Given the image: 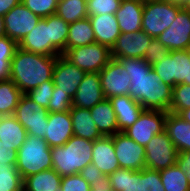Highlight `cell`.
Segmentation results:
<instances>
[{
    "label": "cell",
    "instance_id": "23",
    "mask_svg": "<svg viewBox=\"0 0 190 191\" xmlns=\"http://www.w3.org/2000/svg\"><path fill=\"white\" fill-rule=\"evenodd\" d=\"M116 115L119 132H124L138 119L144 108L129 95H119L109 98Z\"/></svg>",
    "mask_w": 190,
    "mask_h": 191
},
{
    "label": "cell",
    "instance_id": "2",
    "mask_svg": "<svg viewBox=\"0 0 190 191\" xmlns=\"http://www.w3.org/2000/svg\"><path fill=\"white\" fill-rule=\"evenodd\" d=\"M57 56H45L17 48L11 60V80L23 94L51 81Z\"/></svg>",
    "mask_w": 190,
    "mask_h": 191
},
{
    "label": "cell",
    "instance_id": "44",
    "mask_svg": "<svg viewBox=\"0 0 190 191\" xmlns=\"http://www.w3.org/2000/svg\"><path fill=\"white\" fill-rule=\"evenodd\" d=\"M18 43L8 36L0 38V59H13Z\"/></svg>",
    "mask_w": 190,
    "mask_h": 191
},
{
    "label": "cell",
    "instance_id": "20",
    "mask_svg": "<svg viewBox=\"0 0 190 191\" xmlns=\"http://www.w3.org/2000/svg\"><path fill=\"white\" fill-rule=\"evenodd\" d=\"M73 135L70 111L48 114L44 140L50 148L63 146Z\"/></svg>",
    "mask_w": 190,
    "mask_h": 191
},
{
    "label": "cell",
    "instance_id": "22",
    "mask_svg": "<svg viewBox=\"0 0 190 191\" xmlns=\"http://www.w3.org/2000/svg\"><path fill=\"white\" fill-rule=\"evenodd\" d=\"M143 0H121L115 13L121 33H134L142 29Z\"/></svg>",
    "mask_w": 190,
    "mask_h": 191
},
{
    "label": "cell",
    "instance_id": "9",
    "mask_svg": "<svg viewBox=\"0 0 190 191\" xmlns=\"http://www.w3.org/2000/svg\"><path fill=\"white\" fill-rule=\"evenodd\" d=\"M48 110L23 94L16 107L14 116L23 125L27 135L44 139L48 123Z\"/></svg>",
    "mask_w": 190,
    "mask_h": 191
},
{
    "label": "cell",
    "instance_id": "47",
    "mask_svg": "<svg viewBox=\"0 0 190 191\" xmlns=\"http://www.w3.org/2000/svg\"><path fill=\"white\" fill-rule=\"evenodd\" d=\"M11 60L0 59V81L11 80Z\"/></svg>",
    "mask_w": 190,
    "mask_h": 191
},
{
    "label": "cell",
    "instance_id": "10",
    "mask_svg": "<svg viewBox=\"0 0 190 191\" xmlns=\"http://www.w3.org/2000/svg\"><path fill=\"white\" fill-rule=\"evenodd\" d=\"M190 64V50H174L160 63L152 65V69L161 78L162 82L174 87L188 80Z\"/></svg>",
    "mask_w": 190,
    "mask_h": 191
},
{
    "label": "cell",
    "instance_id": "42",
    "mask_svg": "<svg viewBox=\"0 0 190 191\" xmlns=\"http://www.w3.org/2000/svg\"><path fill=\"white\" fill-rule=\"evenodd\" d=\"M60 187L62 191H91V186L80 174L63 176Z\"/></svg>",
    "mask_w": 190,
    "mask_h": 191
},
{
    "label": "cell",
    "instance_id": "39",
    "mask_svg": "<svg viewBox=\"0 0 190 191\" xmlns=\"http://www.w3.org/2000/svg\"><path fill=\"white\" fill-rule=\"evenodd\" d=\"M54 82L53 80L42 83L36 88H33L28 93L33 101L41 105L43 108L48 109L49 100L51 99L52 93L54 91Z\"/></svg>",
    "mask_w": 190,
    "mask_h": 191
},
{
    "label": "cell",
    "instance_id": "13",
    "mask_svg": "<svg viewBox=\"0 0 190 191\" xmlns=\"http://www.w3.org/2000/svg\"><path fill=\"white\" fill-rule=\"evenodd\" d=\"M5 34L19 43L41 20L21 2L3 16Z\"/></svg>",
    "mask_w": 190,
    "mask_h": 191
},
{
    "label": "cell",
    "instance_id": "7",
    "mask_svg": "<svg viewBox=\"0 0 190 191\" xmlns=\"http://www.w3.org/2000/svg\"><path fill=\"white\" fill-rule=\"evenodd\" d=\"M63 56L86 73H99L113 59L111 48L96 42L69 49Z\"/></svg>",
    "mask_w": 190,
    "mask_h": 191
},
{
    "label": "cell",
    "instance_id": "28",
    "mask_svg": "<svg viewBox=\"0 0 190 191\" xmlns=\"http://www.w3.org/2000/svg\"><path fill=\"white\" fill-rule=\"evenodd\" d=\"M61 180L54 169L41 171L23 178V191H62Z\"/></svg>",
    "mask_w": 190,
    "mask_h": 191
},
{
    "label": "cell",
    "instance_id": "5",
    "mask_svg": "<svg viewBox=\"0 0 190 191\" xmlns=\"http://www.w3.org/2000/svg\"><path fill=\"white\" fill-rule=\"evenodd\" d=\"M108 177L112 191H165L157 170L119 168Z\"/></svg>",
    "mask_w": 190,
    "mask_h": 191
},
{
    "label": "cell",
    "instance_id": "48",
    "mask_svg": "<svg viewBox=\"0 0 190 191\" xmlns=\"http://www.w3.org/2000/svg\"><path fill=\"white\" fill-rule=\"evenodd\" d=\"M21 0H0V15L4 16L14 6L18 5Z\"/></svg>",
    "mask_w": 190,
    "mask_h": 191
},
{
    "label": "cell",
    "instance_id": "25",
    "mask_svg": "<svg viewBox=\"0 0 190 191\" xmlns=\"http://www.w3.org/2000/svg\"><path fill=\"white\" fill-rule=\"evenodd\" d=\"M165 131L178 153L190 151V123L176 113L167 112Z\"/></svg>",
    "mask_w": 190,
    "mask_h": 191
},
{
    "label": "cell",
    "instance_id": "27",
    "mask_svg": "<svg viewBox=\"0 0 190 191\" xmlns=\"http://www.w3.org/2000/svg\"><path fill=\"white\" fill-rule=\"evenodd\" d=\"M96 127L103 136H113L119 132L116 115L108 98L90 108Z\"/></svg>",
    "mask_w": 190,
    "mask_h": 191
},
{
    "label": "cell",
    "instance_id": "52",
    "mask_svg": "<svg viewBox=\"0 0 190 191\" xmlns=\"http://www.w3.org/2000/svg\"><path fill=\"white\" fill-rule=\"evenodd\" d=\"M167 1L183 6L186 3L187 0H167Z\"/></svg>",
    "mask_w": 190,
    "mask_h": 191
},
{
    "label": "cell",
    "instance_id": "46",
    "mask_svg": "<svg viewBox=\"0 0 190 191\" xmlns=\"http://www.w3.org/2000/svg\"><path fill=\"white\" fill-rule=\"evenodd\" d=\"M177 163L185 170L188 182L190 183V151L178 153Z\"/></svg>",
    "mask_w": 190,
    "mask_h": 191
},
{
    "label": "cell",
    "instance_id": "32",
    "mask_svg": "<svg viewBox=\"0 0 190 191\" xmlns=\"http://www.w3.org/2000/svg\"><path fill=\"white\" fill-rule=\"evenodd\" d=\"M159 172L165 191H190L185 170L178 163Z\"/></svg>",
    "mask_w": 190,
    "mask_h": 191
},
{
    "label": "cell",
    "instance_id": "3",
    "mask_svg": "<svg viewBox=\"0 0 190 191\" xmlns=\"http://www.w3.org/2000/svg\"><path fill=\"white\" fill-rule=\"evenodd\" d=\"M94 141L73 135L63 146L51 148L53 169L61 176L79 174L92 162Z\"/></svg>",
    "mask_w": 190,
    "mask_h": 191
},
{
    "label": "cell",
    "instance_id": "26",
    "mask_svg": "<svg viewBox=\"0 0 190 191\" xmlns=\"http://www.w3.org/2000/svg\"><path fill=\"white\" fill-rule=\"evenodd\" d=\"M73 134L77 137L95 141L103 137L91 116L90 109L72 106L70 110Z\"/></svg>",
    "mask_w": 190,
    "mask_h": 191
},
{
    "label": "cell",
    "instance_id": "37",
    "mask_svg": "<svg viewBox=\"0 0 190 191\" xmlns=\"http://www.w3.org/2000/svg\"><path fill=\"white\" fill-rule=\"evenodd\" d=\"M21 3L40 18L56 13L58 0H21Z\"/></svg>",
    "mask_w": 190,
    "mask_h": 191
},
{
    "label": "cell",
    "instance_id": "6",
    "mask_svg": "<svg viewBox=\"0 0 190 191\" xmlns=\"http://www.w3.org/2000/svg\"><path fill=\"white\" fill-rule=\"evenodd\" d=\"M182 5L167 0H145L142 13V30L157 38L176 19Z\"/></svg>",
    "mask_w": 190,
    "mask_h": 191
},
{
    "label": "cell",
    "instance_id": "8",
    "mask_svg": "<svg viewBox=\"0 0 190 191\" xmlns=\"http://www.w3.org/2000/svg\"><path fill=\"white\" fill-rule=\"evenodd\" d=\"M177 160L178 151L165 130L152 137L145 146V164L148 169H167L177 164Z\"/></svg>",
    "mask_w": 190,
    "mask_h": 191
},
{
    "label": "cell",
    "instance_id": "16",
    "mask_svg": "<svg viewBox=\"0 0 190 191\" xmlns=\"http://www.w3.org/2000/svg\"><path fill=\"white\" fill-rule=\"evenodd\" d=\"M85 75V71L75 66L63 55L57 56L52 80L54 86L58 87V91L67 93L73 99Z\"/></svg>",
    "mask_w": 190,
    "mask_h": 191
},
{
    "label": "cell",
    "instance_id": "51",
    "mask_svg": "<svg viewBox=\"0 0 190 191\" xmlns=\"http://www.w3.org/2000/svg\"><path fill=\"white\" fill-rule=\"evenodd\" d=\"M6 36L5 34V24L3 20V16L0 15V38Z\"/></svg>",
    "mask_w": 190,
    "mask_h": 191
},
{
    "label": "cell",
    "instance_id": "29",
    "mask_svg": "<svg viewBox=\"0 0 190 191\" xmlns=\"http://www.w3.org/2000/svg\"><path fill=\"white\" fill-rule=\"evenodd\" d=\"M27 131L14 115L0 116V141L17 149L24 143Z\"/></svg>",
    "mask_w": 190,
    "mask_h": 191
},
{
    "label": "cell",
    "instance_id": "31",
    "mask_svg": "<svg viewBox=\"0 0 190 191\" xmlns=\"http://www.w3.org/2000/svg\"><path fill=\"white\" fill-rule=\"evenodd\" d=\"M47 26H49L50 45L60 55H63L66 52L69 23L65 22L55 13L47 16Z\"/></svg>",
    "mask_w": 190,
    "mask_h": 191
},
{
    "label": "cell",
    "instance_id": "15",
    "mask_svg": "<svg viewBox=\"0 0 190 191\" xmlns=\"http://www.w3.org/2000/svg\"><path fill=\"white\" fill-rule=\"evenodd\" d=\"M157 39L169 51L190 50V12L182 7L173 23Z\"/></svg>",
    "mask_w": 190,
    "mask_h": 191
},
{
    "label": "cell",
    "instance_id": "45",
    "mask_svg": "<svg viewBox=\"0 0 190 191\" xmlns=\"http://www.w3.org/2000/svg\"><path fill=\"white\" fill-rule=\"evenodd\" d=\"M17 148L0 141V164L16 163Z\"/></svg>",
    "mask_w": 190,
    "mask_h": 191
},
{
    "label": "cell",
    "instance_id": "30",
    "mask_svg": "<svg viewBox=\"0 0 190 191\" xmlns=\"http://www.w3.org/2000/svg\"><path fill=\"white\" fill-rule=\"evenodd\" d=\"M92 43H95V34L91 21L88 17L73 23H69L66 51Z\"/></svg>",
    "mask_w": 190,
    "mask_h": 191
},
{
    "label": "cell",
    "instance_id": "1",
    "mask_svg": "<svg viewBox=\"0 0 190 191\" xmlns=\"http://www.w3.org/2000/svg\"><path fill=\"white\" fill-rule=\"evenodd\" d=\"M126 69L131 79L129 96L144 109L169 112L173 87L162 82L144 58L116 59Z\"/></svg>",
    "mask_w": 190,
    "mask_h": 191
},
{
    "label": "cell",
    "instance_id": "41",
    "mask_svg": "<svg viewBox=\"0 0 190 191\" xmlns=\"http://www.w3.org/2000/svg\"><path fill=\"white\" fill-rule=\"evenodd\" d=\"M169 54V49L157 38H152L146 49L144 59L149 65L160 63Z\"/></svg>",
    "mask_w": 190,
    "mask_h": 191
},
{
    "label": "cell",
    "instance_id": "54",
    "mask_svg": "<svg viewBox=\"0 0 190 191\" xmlns=\"http://www.w3.org/2000/svg\"><path fill=\"white\" fill-rule=\"evenodd\" d=\"M184 84L190 85V64H189V71H188V80H185Z\"/></svg>",
    "mask_w": 190,
    "mask_h": 191
},
{
    "label": "cell",
    "instance_id": "19",
    "mask_svg": "<svg viewBox=\"0 0 190 191\" xmlns=\"http://www.w3.org/2000/svg\"><path fill=\"white\" fill-rule=\"evenodd\" d=\"M104 99L99 73H86L72 99V106L90 109Z\"/></svg>",
    "mask_w": 190,
    "mask_h": 191
},
{
    "label": "cell",
    "instance_id": "11",
    "mask_svg": "<svg viewBox=\"0 0 190 191\" xmlns=\"http://www.w3.org/2000/svg\"><path fill=\"white\" fill-rule=\"evenodd\" d=\"M166 117V111L144 109L137 121L123 133L145 147L152 137L165 130Z\"/></svg>",
    "mask_w": 190,
    "mask_h": 191
},
{
    "label": "cell",
    "instance_id": "34",
    "mask_svg": "<svg viewBox=\"0 0 190 191\" xmlns=\"http://www.w3.org/2000/svg\"><path fill=\"white\" fill-rule=\"evenodd\" d=\"M56 14L67 23L87 18V0H58Z\"/></svg>",
    "mask_w": 190,
    "mask_h": 191
},
{
    "label": "cell",
    "instance_id": "17",
    "mask_svg": "<svg viewBox=\"0 0 190 191\" xmlns=\"http://www.w3.org/2000/svg\"><path fill=\"white\" fill-rule=\"evenodd\" d=\"M152 37L142 29L134 33H121L111 48L113 59L144 58Z\"/></svg>",
    "mask_w": 190,
    "mask_h": 191
},
{
    "label": "cell",
    "instance_id": "4",
    "mask_svg": "<svg viewBox=\"0 0 190 191\" xmlns=\"http://www.w3.org/2000/svg\"><path fill=\"white\" fill-rule=\"evenodd\" d=\"M16 167L22 178L53 169L51 148L44 139L27 135L17 150Z\"/></svg>",
    "mask_w": 190,
    "mask_h": 191
},
{
    "label": "cell",
    "instance_id": "38",
    "mask_svg": "<svg viewBox=\"0 0 190 191\" xmlns=\"http://www.w3.org/2000/svg\"><path fill=\"white\" fill-rule=\"evenodd\" d=\"M121 0H87L88 15L115 14Z\"/></svg>",
    "mask_w": 190,
    "mask_h": 191
},
{
    "label": "cell",
    "instance_id": "36",
    "mask_svg": "<svg viewBox=\"0 0 190 191\" xmlns=\"http://www.w3.org/2000/svg\"><path fill=\"white\" fill-rule=\"evenodd\" d=\"M188 108H190V85L184 83L175 85L169 112L178 114L181 110Z\"/></svg>",
    "mask_w": 190,
    "mask_h": 191
},
{
    "label": "cell",
    "instance_id": "14",
    "mask_svg": "<svg viewBox=\"0 0 190 191\" xmlns=\"http://www.w3.org/2000/svg\"><path fill=\"white\" fill-rule=\"evenodd\" d=\"M101 86L105 98L129 95L131 79L124 66L112 59L100 72Z\"/></svg>",
    "mask_w": 190,
    "mask_h": 191
},
{
    "label": "cell",
    "instance_id": "35",
    "mask_svg": "<svg viewBox=\"0 0 190 191\" xmlns=\"http://www.w3.org/2000/svg\"><path fill=\"white\" fill-rule=\"evenodd\" d=\"M0 191H23V178L16 163L0 164Z\"/></svg>",
    "mask_w": 190,
    "mask_h": 191
},
{
    "label": "cell",
    "instance_id": "33",
    "mask_svg": "<svg viewBox=\"0 0 190 191\" xmlns=\"http://www.w3.org/2000/svg\"><path fill=\"white\" fill-rule=\"evenodd\" d=\"M22 95L12 80L0 81V116L14 115Z\"/></svg>",
    "mask_w": 190,
    "mask_h": 191
},
{
    "label": "cell",
    "instance_id": "49",
    "mask_svg": "<svg viewBox=\"0 0 190 191\" xmlns=\"http://www.w3.org/2000/svg\"><path fill=\"white\" fill-rule=\"evenodd\" d=\"M91 191H112L109 177L104 181H99L97 184L91 185Z\"/></svg>",
    "mask_w": 190,
    "mask_h": 191
},
{
    "label": "cell",
    "instance_id": "12",
    "mask_svg": "<svg viewBox=\"0 0 190 191\" xmlns=\"http://www.w3.org/2000/svg\"><path fill=\"white\" fill-rule=\"evenodd\" d=\"M113 144L119 168L129 170L146 168L144 146L139 145L123 132L113 135Z\"/></svg>",
    "mask_w": 190,
    "mask_h": 191
},
{
    "label": "cell",
    "instance_id": "18",
    "mask_svg": "<svg viewBox=\"0 0 190 191\" xmlns=\"http://www.w3.org/2000/svg\"><path fill=\"white\" fill-rule=\"evenodd\" d=\"M18 47L45 56H59L60 54L50 45L49 26L47 17L41 18L38 24L19 43Z\"/></svg>",
    "mask_w": 190,
    "mask_h": 191
},
{
    "label": "cell",
    "instance_id": "43",
    "mask_svg": "<svg viewBox=\"0 0 190 191\" xmlns=\"http://www.w3.org/2000/svg\"><path fill=\"white\" fill-rule=\"evenodd\" d=\"M79 174L89 183V185L97 184L99 181H104L108 176L103 174L102 171L94 164L86 165Z\"/></svg>",
    "mask_w": 190,
    "mask_h": 191
},
{
    "label": "cell",
    "instance_id": "24",
    "mask_svg": "<svg viewBox=\"0 0 190 191\" xmlns=\"http://www.w3.org/2000/svg\"><path fill=\"white\" fill-rule=\"evenodd\" d=\"M88 18L95 34V42L112 48L121 34L116 15H89Z\"/></svg>",
    "mask_w": 190,
    "mask_h": 191
},
{
    "label": "cell",
    "instance_id": "53",
    "mask_svg": "<svg viewBox=\"0 0 190 191\" xmlns=\"http://www.w3.org/2000/svg\"><path fill=\"white\" fill-rule=\"evenodd\" d=\"M182 7L190 12V0H187L186 3Z\"/></svg>",
    "mask_w": 190,
    "mask_h": 191
},
{
    "label": "cell",
    "instance_id": "21",
    "mask_svg": "<svg viewBox=\"0 0 190 191\" xmlns=\"http://www.w3.org/2000/svg\"><path fill=\"white\" fill-rule=\"evenodd\" d=\"M91 163L107 176L119 169V163L113 144V136H103L94 141Z\"/></svg>",
    "mask_w": 190,
    "mask_h": 191
},
{
    "label": "cell",
    "instance_id": "50",
    "mask_svg": "<svg viewBox=\"0 0 190 191\" xmlns=\"http://www.w3.org/2000/svg\"><path fill=\"white\" fill-rule=\"evenodd\" d=\"M178 115L180 117H182L185 121H187L188 123H190V108L185 109V110H181Z\"/></svg>",
    "mask_w": 190,
    "mask_h": 191
},
{
    "label": "cell",
    "instance_id": "40",
    "mask_svg": "<svg viewBox=\"0 0 190 191\" xmlns=\"http://www.w3.org/2000/svg\"><path fill=\"white\" fill-rule=\"evenodd\" d=\"M72 107V98L67 93L58 91V87H54L51 99L49 100L48 112H68Z\"/></svg>",
    "mask_w": 190,
    "mask_h": 191
}]
</instances>
